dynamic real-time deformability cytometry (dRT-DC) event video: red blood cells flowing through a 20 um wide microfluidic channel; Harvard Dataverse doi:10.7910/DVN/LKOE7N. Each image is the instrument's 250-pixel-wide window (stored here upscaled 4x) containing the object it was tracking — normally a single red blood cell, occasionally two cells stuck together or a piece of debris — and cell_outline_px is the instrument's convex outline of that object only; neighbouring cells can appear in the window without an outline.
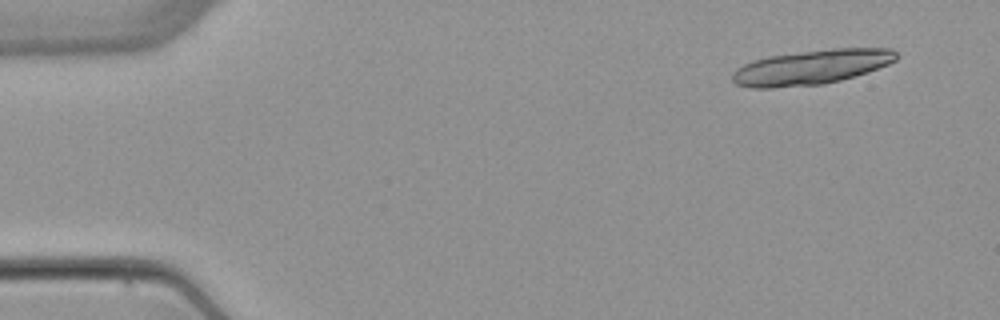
{"species": "common noctule bat (a hibernating species)", "species_latin": "Nyctalus noctula", "temperature_condition": "warm", "stored_images_in_passage": 5, "camera_frame_rate_fps": 3000, "um_per_image_px": 0.085, "animal": {"sex": "female", "body_mass_g": 22.7, "forearm_length_mm": 54.2}, "frame": {"image": 1, "passage_image": 1, "time_ms": 0.0, "image_size_px": [1000, 320], "cell_outline_px": [[900, 56], [896, 60], [888, 64], [868, 72], [840, 80], [824, 84], [772, 88], [748, 88], [736, 84], [732, 80], [732, 72], [736, 68], [752, 60], [768, 56], [832, 48], [892, 48]], "centroid_in_image_um": [68.96, 5.71], "position_along_channel_um": 16.0, "area_um2": 33.35}}
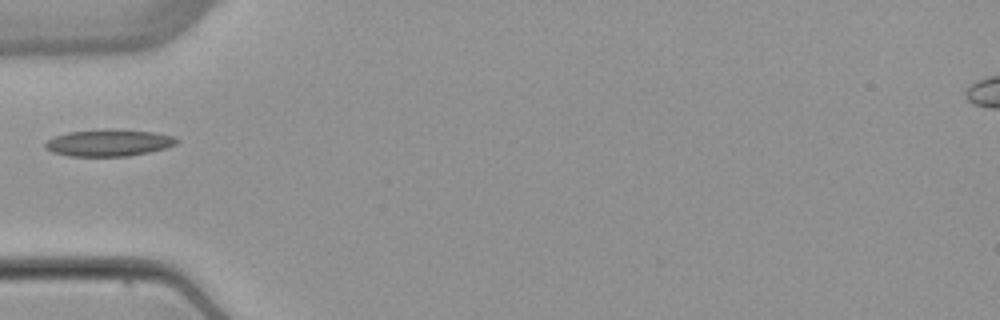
{"frame": {"image": 2, "passage_image": 5, "time_ms": 4.667, "image_size_px": [1000, 320], "cell_outline_px": [[180, 140], [176, 144], [164, 148], [148, 152], [128, 156], [68, 156], [52, 152], [44, 148], [44, 144], [48, 140], [56, 136], [68, 132], [104, 128], [152, 132], [172, 136]], "centroid_in_image_um": [9.21, 12.13], "position_along_channel_um": 75.8, "area_um2": 20.52}}